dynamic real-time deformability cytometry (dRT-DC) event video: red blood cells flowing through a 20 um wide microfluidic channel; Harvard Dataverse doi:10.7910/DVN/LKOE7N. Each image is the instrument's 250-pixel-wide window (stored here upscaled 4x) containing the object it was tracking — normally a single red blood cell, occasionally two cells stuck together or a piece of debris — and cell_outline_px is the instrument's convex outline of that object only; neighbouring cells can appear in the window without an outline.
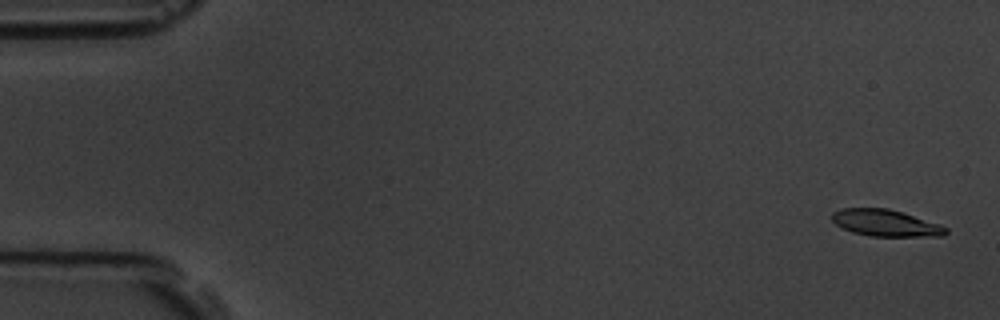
{"species": "common noctule bat (a hibernating species)", "species_latin": "Nyctalus noctula", "temperature_condition": "room temperature", "stored_images_in_passage": 15, "camera_frame_rate_fps": 3000, "um_per_image_px": 0.085, "animal": {"sex": "male", "body_mass_g": 19.5, "forearm_length_mm": 54.6}, "frame": {"image": 1, "passage_image": 1, "time_ms": 0.0, "image_size_px": [1000, 320], "cell_outline_px": [[948, 232], [944, 236], [872, 236], [852, 232], [836, 224], [832, 220], [832, 212], [840, 208], [888, 208], [940, 224], [948, 228]], "centroid_in_image_um": [75.28, 18.95], "position_along_channel_um": 9.7, "area_um2": 17.63}}
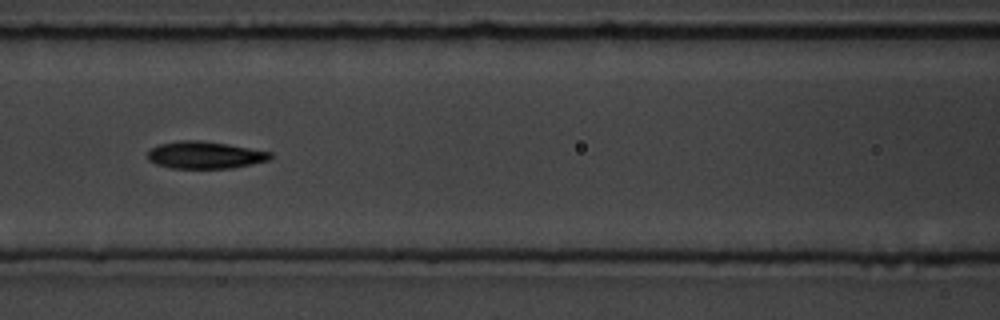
{"frame": {"image": 2, "passage_image": 7, "time_ms": 7.667, "image_size_px": [1000, 320], "cell_outline_px": [[272, 160], [232, 168], [168, 168], [156, 164], [148, 160], [148, 152], [152, 148], [160, 144], [180, 140], [200, 140], [228, 144], [272, 152]], "centroid_in_image_um": [17.44, 13.18], "position_along_channel_um": 149.2, "area_um2": 19.54}}
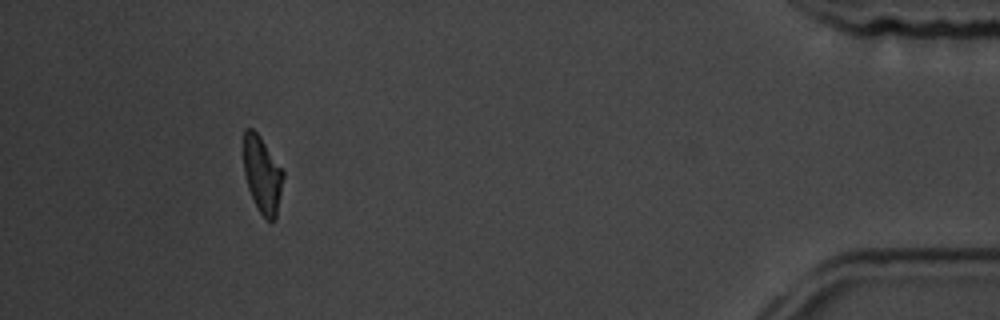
{"frame": {"image": 3, "passage_image": 14, "time_ms": 16.667, "image_size_px": [1000, 320], "cell_outline_px": [[284, 176], [276, 220], [268, 220], [260, 212], [248, 188], [244, 172], [244, 128], [252, 128], [260, 136], [284, 172]], "centroid_in_image_um": [22.3, 14.84], "position_along_channel_um": 412.9, "area_um2": 17.46}, "authors_computed_cell_mechanics": {"area_um2": 18.8428, "velocity_mm_per_s": 3.6399, "shape_relaxation_time_tau1_ms": 1.8618, "shape_relaxation_time_tau2_ms": 2.4947, "deformation_change_tau1": 0.1127, "deformation_change_tau2": 0.0732}}